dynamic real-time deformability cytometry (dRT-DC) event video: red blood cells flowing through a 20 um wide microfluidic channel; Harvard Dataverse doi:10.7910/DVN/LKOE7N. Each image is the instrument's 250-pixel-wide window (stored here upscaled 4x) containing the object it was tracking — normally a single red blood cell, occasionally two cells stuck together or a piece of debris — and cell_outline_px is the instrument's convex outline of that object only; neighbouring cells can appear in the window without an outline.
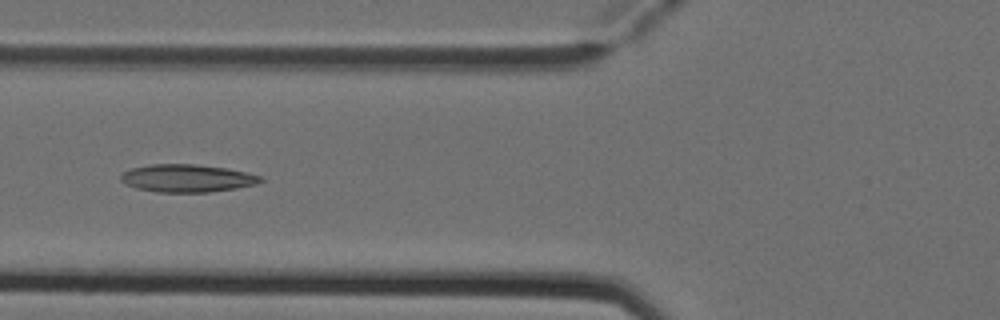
{"species": "Egyptian fruit bat (a non-hibernating species)", "species_latin": "Rousettus aegyptiacus", "temperature_condition": "cold", "stored_images_in_passage": 5, "camera_frame_rate_fps": 3000, "um_per_image_px": 0.085, "animal": {"sex": "female"}, "frame": {"image": 1, "passage_image": 5, "time_ms": 1.333, "image_size_px": [1000, 320], "cell_outline_px": [[264, 180], [256, 184], [236, 188], [208, 192], [156, 192], [136, 188], [120, 180], [120, 176], [124, 172], [132, 168], [152, 164], [196, 164], [224, 168], [264, 176]], "centroid_in_image_um": [15.92, 15.15], "position_along_channel_um": 109.9, "area_um2": 22.43}}